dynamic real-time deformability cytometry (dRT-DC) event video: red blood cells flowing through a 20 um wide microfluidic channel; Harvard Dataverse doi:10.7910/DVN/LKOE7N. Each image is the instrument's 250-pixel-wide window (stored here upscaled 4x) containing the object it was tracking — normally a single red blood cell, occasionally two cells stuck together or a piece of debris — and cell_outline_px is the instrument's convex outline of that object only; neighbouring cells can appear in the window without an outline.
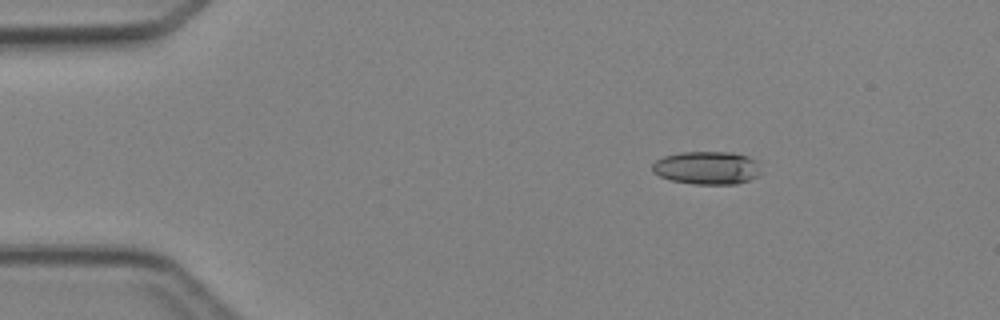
{"species": "Egyptian fruit bat (a non-hibernating species)", "species_latin": "Rousettus aegyptiacus", "temperature_condition": "cold", "stored_images_in_passage": 5, "camera_frame_rate_fps": 3000, "um_per_image_px": 0.085, "animal": {"sex": "female"}, "frame": {"image": 1, "passage_image": 2, "time_ms": 1.333, "image_size_px": [1000, 320], "cell_outline_px": [[760, 176], [736, 184], [692, 184], [672, 180], [660, 176], [652, 172], [652, 164], [656, 160], [664, 156], [680, 152], [732, 152], [748, 156], [756, 160], [760, 172]], "centroid_in_image_um": [60.09, 14.26], "position_along_channel_um": 24.9, "area_um2": 21.04}}